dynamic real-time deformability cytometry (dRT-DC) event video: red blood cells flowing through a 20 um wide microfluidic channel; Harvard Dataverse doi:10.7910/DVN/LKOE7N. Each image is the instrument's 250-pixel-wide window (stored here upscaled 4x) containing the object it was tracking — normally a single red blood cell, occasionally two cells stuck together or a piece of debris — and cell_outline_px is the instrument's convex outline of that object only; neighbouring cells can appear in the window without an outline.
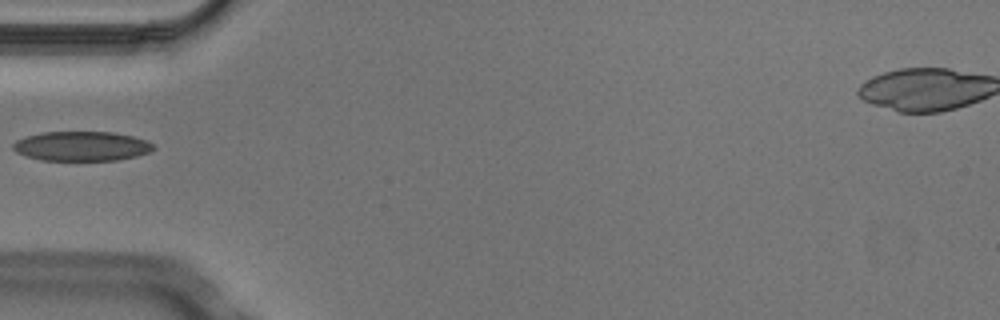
{"species": "Egyptian fruit bat (a non-hibernating species)", "species_latin": "Rousettus aegyptiacus", "temperature_condition": "cold", "stored_images_in_passage": 1, "camera_frame_rate_fps": 3000, "um_per_image_px": 0.085, "animal": {"sex": "male"}, "frame": {"image": 1, "passage_image": 1, "time_ms": 0.0, "image_size_px": [1000, 320], "cell_outline_px": [[156, 148], [148, 152], [136, 156], [116, 160], [40, 160], [16, 152], [12, 148], [12, 144], [16, 140], [40, 132], [112, 132], [132, 136], [144, 140], [152, 144]], "centroid_in_image_um": [6.91, 12.42], "position_along_channel_um": 78.1, "area_um2": 23.99}}